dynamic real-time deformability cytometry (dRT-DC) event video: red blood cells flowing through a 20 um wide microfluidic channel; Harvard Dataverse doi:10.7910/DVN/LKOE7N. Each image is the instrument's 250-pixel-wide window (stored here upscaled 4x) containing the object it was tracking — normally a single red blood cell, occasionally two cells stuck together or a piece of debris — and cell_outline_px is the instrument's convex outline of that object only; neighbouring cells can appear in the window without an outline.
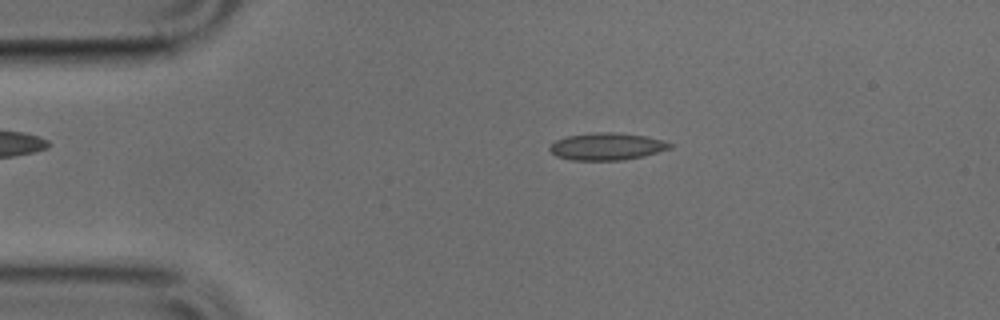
{"species": "common noctule bat (a hibernating species)", "species_latin": "Nyctalus noctula", "temperature_condition": "cold", "stored_images_in_passage": 48, "camera_frame_rate_fps": 3000, "um_per_image_px": 0.085, "animal": {"sex": "male", "body_mass_g": 17.9, "forearm_length_mm": 54.2}, "frame": {"image": 1, "passage_image": 8, "time_ms": 2.333, "image_size_px": [1000, 320], "cell_outline_px": [[672, 148], [644, 156], [624, 160], [572, 160], [556, 156], [548, 148], [556, 140], [568, 136], [600, 132], [612, 132], [644, 136], [664, 140], [672, 144]], "centroid_in_image_um": [51.61, 12.46], "position_along_channel_um": 33.4, "area_um2": 18.9}}
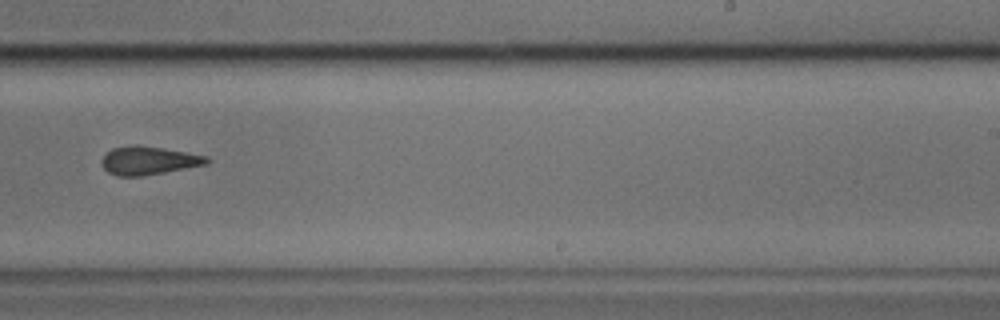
{"frame": {"image": 2, "passage_image": 29, "time_ms": 9.333, "image_size_px": [1000, 320], "cell_outline_px": [[212, 160], [208, 164], [144, 176], [116, 176], [108, 172], [104, 168], [100, 160], [112, 148], [136, 144], [164, 148], [208, 156]], "centroid_in_image_um": [12.66, 13.64], "position_along_channel_um": 276.3, "area_um2": 17.51}}
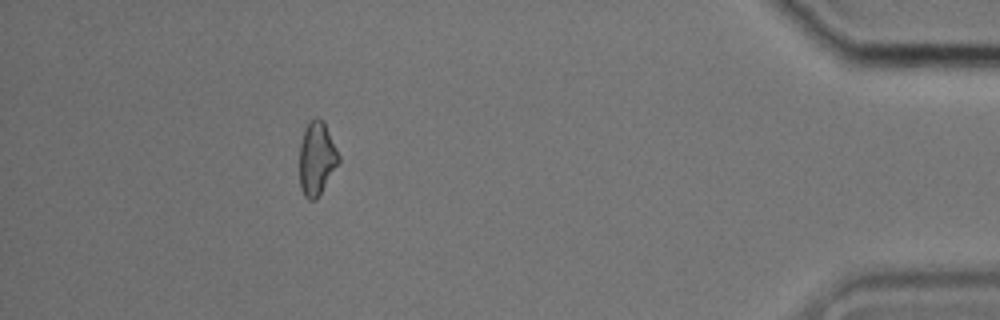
{"frame": {"image": 3, "passage_image": 43, "time_ms": 14.0, "image_size_px": [1000, 320], "cell_outline_px": [[340, 160], [316, 200], [308, 200], [304, 196], [300, 188], [300, 144], [304, 128], [308, 120], [316, 116], [324, 120], [340, 156]], "centroid_in_image_um": [26.91, 13.42], "position_along_channel_um": 408.3, "area_um2": 16.94}}